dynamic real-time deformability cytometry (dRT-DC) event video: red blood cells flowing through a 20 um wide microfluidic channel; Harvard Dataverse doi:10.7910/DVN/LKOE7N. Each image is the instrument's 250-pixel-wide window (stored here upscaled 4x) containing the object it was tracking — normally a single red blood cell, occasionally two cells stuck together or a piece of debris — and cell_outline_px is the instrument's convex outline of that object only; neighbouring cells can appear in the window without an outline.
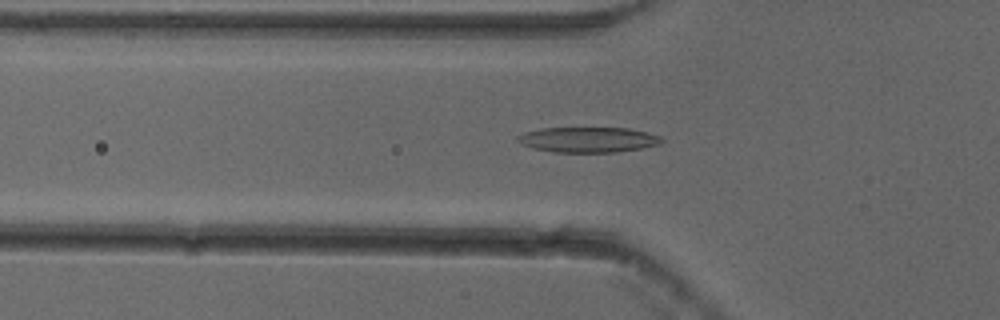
{"species": "common noctule bat (a hibernating species)", "species_latin": "Nyctalus noctula", "temperature_condition": "cold", "stored_images_in_passage": 52, "camera_frame_rate_fps": 3000, "um_per_image_px": 0.085, "animal": {"sex": "female"}, "frame": {"image": 1, "passage_image": 18, "time_ms": 5.667, "image_size_px": [1000, 320], "cell_outline_px": [[664, 140], [660, 144], [640, 148], [616, 152], [552, 152], [532, 148], [516, 140], [516, 136], [524, 132], [540, 128], [628, 128], [660, 136]], "centroid_in_image_um": [49.95, 11.87], "position_along_channel_um": 75.8, "area_um2": 21.15}}
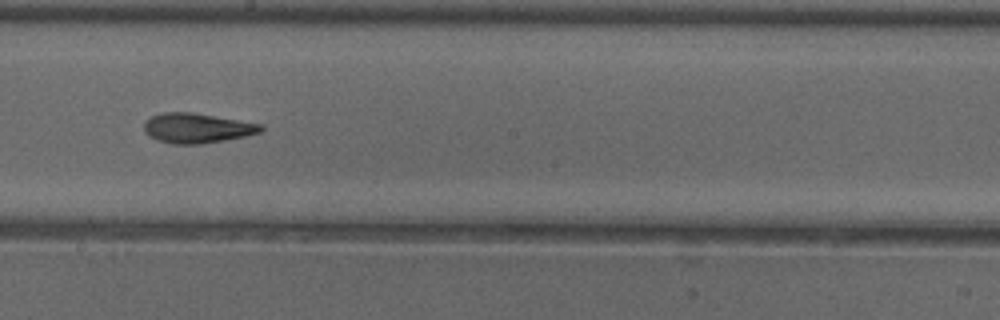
{"frame": {"image": 2, "passage_image": 30, "time_ms": 9.667, "image_size_px": [1000, 320], "cell_outline_px": [[264, 128], [260, 132], [244, 136], [224, 140], [200, 144], [172, 144], [156, 140], [148, 136], [144, 132], [144, 124], [152, 116], [164, 112], [192, 112], [260, 124]], "centroid_in_image_um": [16.69, 10.89], "position_along_channel_um": 231.5, "area_um2": 20.11}}
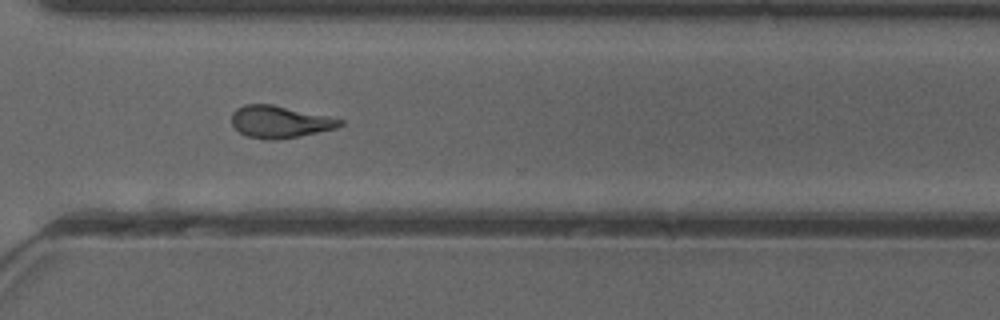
{"frame": {"image": 3, "passage_image": 39, "time_ms": 12.667, "image_size_px": [1000, 320], "cell_outline_px": [[344, 124], [336, 128], [300, 136], [276, 140], [268, 140], [248, 136], [240, 132], [232, 124], [232, 112], [236, 108], [244, 104], [272, 104], [344, 120]], "centroid_in_image_um": [23.77, 10.35], "position_along_channel_um": 346.8, "area_um2": 20.11}, "authors_computed_cell_mechanics": {"area_um2": 20.3745, "velocity_mm_per_s": 3.8678, "shape_relaxation_time_tau1_ms": 8.8382, "shape_relaxation_time_tau2_ms": 2.8283, "deformation_change_tau1": 0.2334, "deformation_change_tau2": 0.1125}}